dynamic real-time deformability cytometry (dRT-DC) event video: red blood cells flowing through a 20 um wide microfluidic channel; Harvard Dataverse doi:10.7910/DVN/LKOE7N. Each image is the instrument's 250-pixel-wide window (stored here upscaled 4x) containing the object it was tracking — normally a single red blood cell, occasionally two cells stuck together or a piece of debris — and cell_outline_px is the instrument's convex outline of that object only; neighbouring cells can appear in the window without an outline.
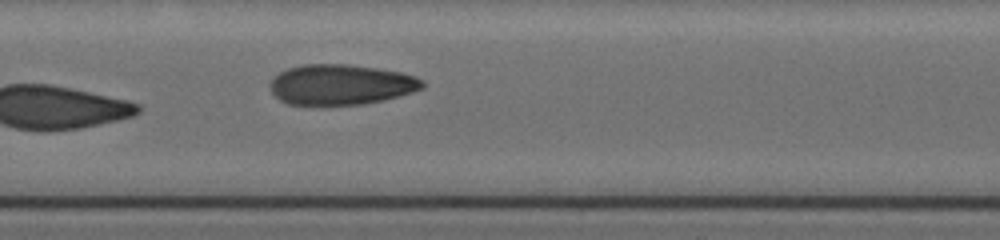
{"species": "human", "species_latin": "Homo sapiens", "temperature_condition": "cold", "stored_images_in_passage": 25, "camera_frame_rate_fps": 3000, "um_per_image_px": 0.085, "donor": {"sex": "female"}, "frame": {"image": 1, "passage_image": 8, "time_ms": 6.667, "image_size_px": [1000, 240], "cell_outline_px": [[424, 88], [412, 92], [384, 100], [364, 104], [288, 104], [280, 100], [272, 92], [268, 84], [272, 76], [288, 68], [304, 64], [348, 64], [404, 72], [416, 76], [424, 80]], "centroid_in_image_um": [28.99, 7.17], "position_along_channel_um": 178.4, "area_um2": 36.01}}
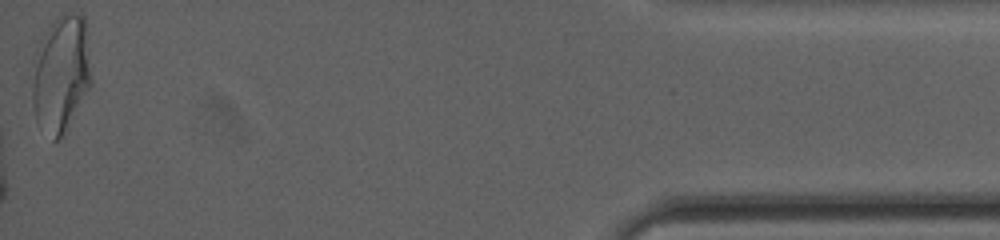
{"frame": {"image": 2, "passage_image": 25, "time_ms": 15.333, "image_size_px": [1000, 240], "cell_outline_px": [[92, 84], [64, 132], [56, 140], [52, 140], [36, 120], [32, 104], [32, 88], [36, 52], [40, 40], [44, 32], [52, 20], [68, 12], [72, 12], [84, 16], [92, 80]], "centroid_in_image_um": [5.18, 6.24], "position_along_channel_um": 430.0, "area_um2": 39.94}}